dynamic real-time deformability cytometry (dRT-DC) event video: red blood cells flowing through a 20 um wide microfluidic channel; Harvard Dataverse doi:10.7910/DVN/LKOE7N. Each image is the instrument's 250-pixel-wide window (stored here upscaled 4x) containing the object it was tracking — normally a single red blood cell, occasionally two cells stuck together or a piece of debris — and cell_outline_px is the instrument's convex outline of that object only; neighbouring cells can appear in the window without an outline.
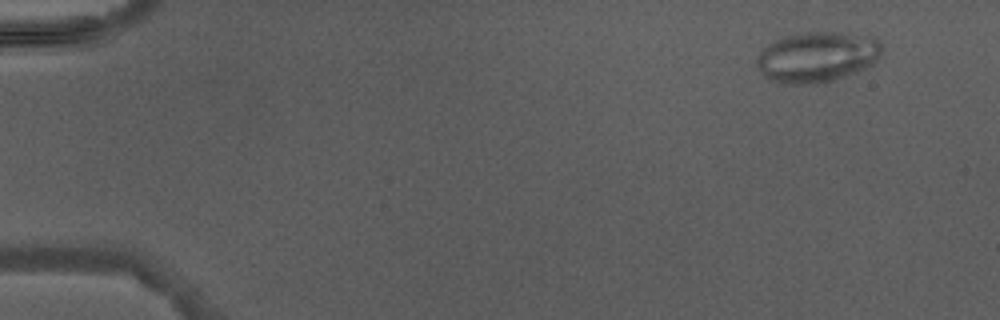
{"species": "Egyptian fruit bat (a non-hibernating species)", "species_latin": "Rousettus aegyptiacus", "temperature_condition": "warm", "stored_images_in_passage": 5, "camera_frame_rate_fps": 3000, "um_per_image_px": 0.085, "animal": {"sex": "male"}, "frame": {"image": 1, "passage_image": 1, "time_ms": 0.0, "image_size_px": [1000, 320], "cell_outline_px": [[884, 48], [880, 56], [872, 64], [864, 68], [832, 80], [816, 84], [788, 84], [768, 80], [760, 72], [756, 64], [756, 60], [760, 52], [768, 44], [784, 36], [804, 32], [836, 32], [876, 36]], "centroid_in_image_um": [69.46, 4.83], "position_along_channel_um": 15.5, "area_um2": 36.99}}